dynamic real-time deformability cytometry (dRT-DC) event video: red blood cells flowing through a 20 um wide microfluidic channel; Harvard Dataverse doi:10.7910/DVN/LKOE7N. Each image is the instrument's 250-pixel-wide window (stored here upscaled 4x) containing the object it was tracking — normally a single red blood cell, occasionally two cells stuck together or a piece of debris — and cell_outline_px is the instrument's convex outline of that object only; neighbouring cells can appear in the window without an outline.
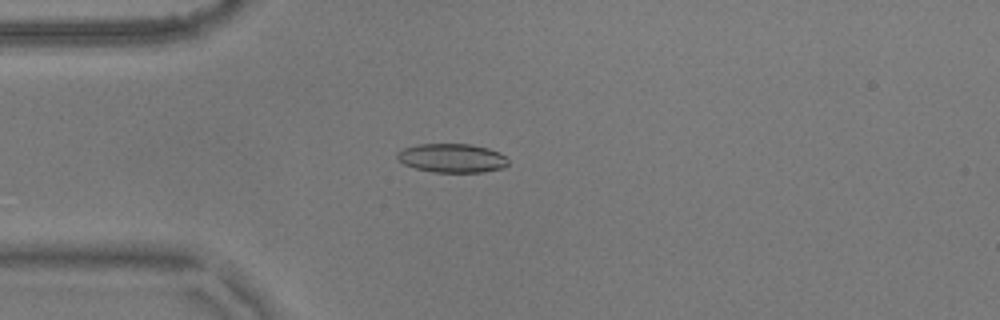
{"species": "common noctule bat (a hibernating species)", "species_latin": "Nyctalus noctula", "temperature_condition": "warm", "stored_images_in_passage": 42, "camera_frame_rate_fps": 3000, "um_per_image_px": 0.085, "animal": {"sex": "male", "body_mass_g": 17.9}, "frame": {"image": 1, "passage_image": 14, "time_ms": 4.333, "image_size_px": [1000, 320], "cell_outline_px": [[508, 164], [504, 168], [484, 172], [432, 172], [416, 168], [404, 164], [396, 156], [396, 152], [404, 148], [416, 144], [472, 144], [488, 148], [504, 156], [508, 160]], "centroid_in_image_um": [38.41, 13.44], "position_along_channel_um": 46.6, "area_um2": 18.67}}
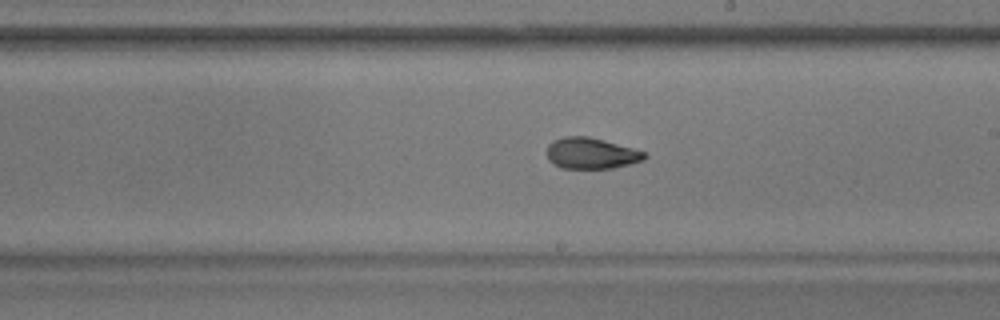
{"frame": {"image": 2, "passage_image": 31, "time_ms": 10.0, "image_size_px": [1000, 320], "cell_outline_px": [[648, 156], [644, 160], [612, 168], [560, 168], [552, 164], [548, 160], [548, 144], [552, 140], [564, 136], [588, 136], [632, 148], [644, 152]], "centroid_in_image_um": [50.21, 13.03], "position_along_channel_um": 238.8, "area_um2": 17.63}}
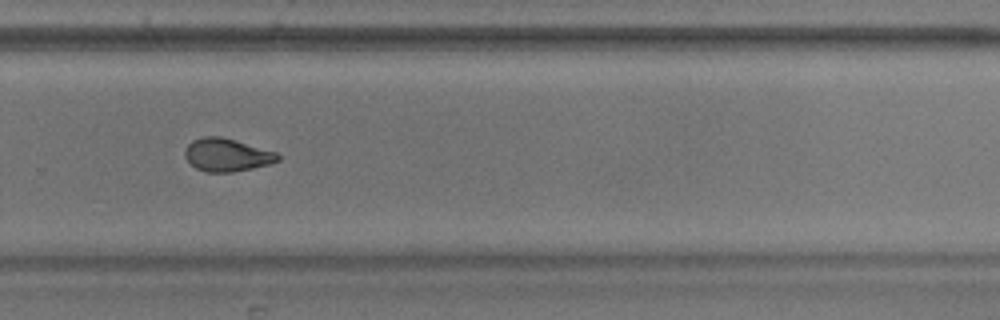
{"frame": {"image": 3, "passage_image": 37, "time_ms": 12.0, "image_size_px": [1000, 320], "cell_outline_px": [[280, 160], [268, 164], [252, 168], [232, 172], [204, 172], [196, 168], [184, 156], [184, 152], [188, 144], [192, 140], [204, 136], [220, 136], [236, 140], [276, 152], [280, 156]], "centroid_in_image_um": [19.27, 13.16], "position_along_channel_um": 310.5, "area_um2": 17.8}, "authors_computed_cell_mechanics": {"area_um2": 18.207, "velocity_mm_per_s": 3.596, "shape_relaxation_time_tau1_ms": 4.2903, "shape_relaxation_time_tau2_ms": 2.2042, "deformation_change_tau1": 0.1341, "deformation_change_tau2": 0.078}}